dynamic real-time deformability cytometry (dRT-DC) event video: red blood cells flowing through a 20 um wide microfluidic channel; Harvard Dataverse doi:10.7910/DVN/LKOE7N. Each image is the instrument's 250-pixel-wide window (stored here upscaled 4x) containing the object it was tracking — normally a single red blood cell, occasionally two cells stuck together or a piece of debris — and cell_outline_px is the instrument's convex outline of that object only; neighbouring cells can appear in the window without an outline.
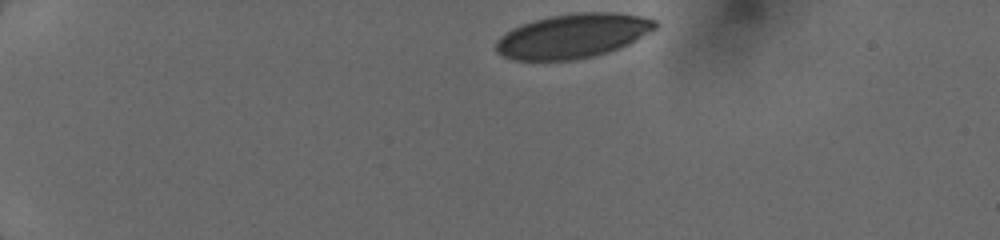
{"species": "human", "species_latin": "Homo sapiens", "temperature_condition": "cold", "stored_images_in_passage": 51, "camera_frame_rate_fps": 3000, "um_per_image_px": 0.085, "donor": {"sex": "female"}, "frame": {"image": 1, "passage_image": 1, "time_ms": 0.0, "image_size_px": [1000, 240], "cell_outline_px": [[660, 24], [656, 28], [628, 44], [620, 48], [608, 52], [576, 60], [512, 60], [496, 52], [496, 40], [500, 36], [512, 28], [520, 24], [548, 16], [576, 12], [616, 12], [644, 16], [656, 20]], "centroid_in_image_um": [48.69, 3.04], "position_along_channel_um": 36.3, "area_um2": 41.44}}
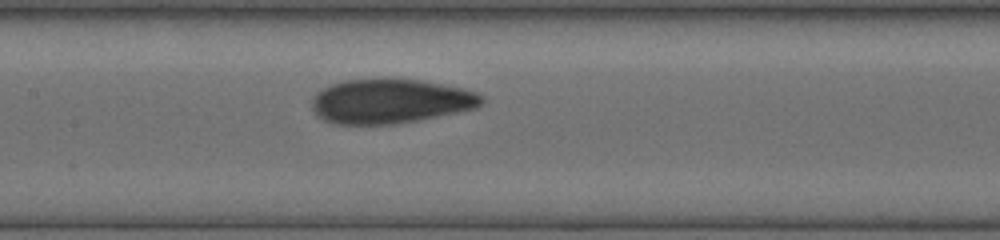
{"frame": {"image": 2, "passage_image": 28, "time_ms": 5.333, "image_size_px": [1000, 240], "cell_outline_px": [[484, 104], [476, 108], [460, 112], [420, 120], [396, 124], [340, 124], [324, 120], [312, 108], [312, 96], [320, 88], [344, 80], [420, 80], [464, 88], [476, 92], [484, 96]], "centroid_in_image_um": [33.23, 8.61], "position_along_channel_um": 174.2, "area_um2": 43.93}}
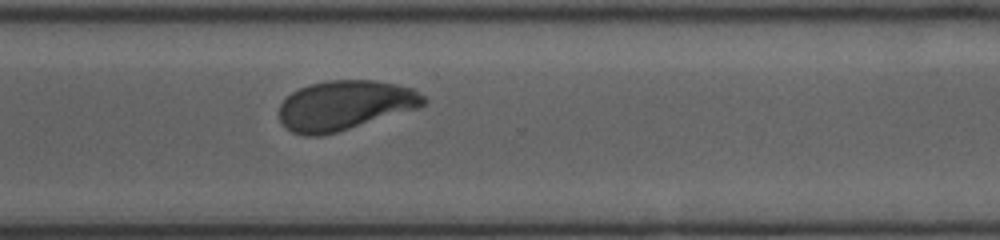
{"frame": {"image": 3, "passage_image": 50, "time_ms": 9.333, "image_size_px": [1000, 240], "cell_outline_px": [[428, 100], [420, 108], [336, 132], [320, 136], [304, 136], [292, 132], [280, 120], [280, 104], [292, 92], [308, 84], [328, 80], [376, 80], [396, 84], [412, 88], [424, 96]], "centroid_in_image_um": [29.34, 8.94], "position_along_channel_um": 341.3, "area_um2": 41.73}}